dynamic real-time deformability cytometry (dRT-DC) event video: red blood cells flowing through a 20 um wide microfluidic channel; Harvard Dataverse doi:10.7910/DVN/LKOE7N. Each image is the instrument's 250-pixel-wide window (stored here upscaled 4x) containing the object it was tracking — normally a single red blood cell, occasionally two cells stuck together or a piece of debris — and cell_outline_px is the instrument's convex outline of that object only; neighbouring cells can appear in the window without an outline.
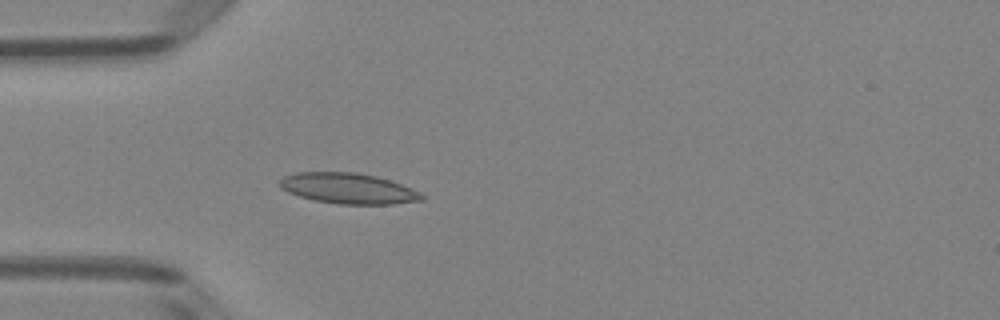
{"species": "Egyptian fruit bat (a non-hibernating species)", "species_latin": "Rousettus aegyptiacus", "temperature_condition": "room temperature", "stored_images_in_passage": 5, "camera_frame_rate_fps": 3000, "um_per_image_px": 0.085, "animal": {"sex": "female"}, "frame": {"image": 1, "passage_image": 5, "time_ms": 1.333, "image_size_px": [1000, 320], "cell_outline_px": [[424, 200], [392, 204], [340, 204], [316, 200], [300, 196], [288, 192], [280, 188], [280, 180], [284, 176], [296, 172], [356, 172], [376, 176], [400, 184], [420, 192], [424, 196]], "centroid_in_image_um": [29.59, 16.01], "position_along_channel_um": 55.4, "area_um2": 25.14}}